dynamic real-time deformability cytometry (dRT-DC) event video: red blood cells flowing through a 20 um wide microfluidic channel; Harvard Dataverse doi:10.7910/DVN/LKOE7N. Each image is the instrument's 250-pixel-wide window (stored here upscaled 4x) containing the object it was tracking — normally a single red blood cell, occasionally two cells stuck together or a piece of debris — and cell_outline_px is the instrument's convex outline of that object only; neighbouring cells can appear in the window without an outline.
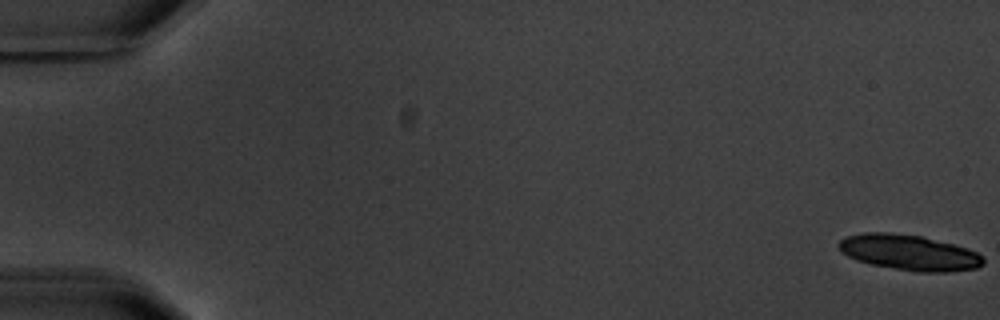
{"species": "common noctule bat (a hibernating species)", "species_latin": "Nyctalus noctula", "temperature_condition": "warm", "stored_images_in_passage": 6, "camera_frame_rate_fps": 3000, "um_per_image_px": 0.085, "animal": {"sex": "male", "body_mass_g": 20.1, "forearm_length_mm": 53.5}, "frame": {"image": 1, "passage_image": 1, "time_ms": 0.0, "image_size_px": [1000, 320], "cell_outline_px": [[984, 264], [976, 268], [948, 272], [916, 272], [872, 264], [856, 260], [840, 252], [836, 244], [840, 240], [848, 236], [864, 232], [892, 232], [920, 236], [952, 244], [976, 252], [984, 256]], "centroid_in_image_um": [77.25, 21.46], "position_along_channel_um": 7.8, "area_um2": 29.88}}